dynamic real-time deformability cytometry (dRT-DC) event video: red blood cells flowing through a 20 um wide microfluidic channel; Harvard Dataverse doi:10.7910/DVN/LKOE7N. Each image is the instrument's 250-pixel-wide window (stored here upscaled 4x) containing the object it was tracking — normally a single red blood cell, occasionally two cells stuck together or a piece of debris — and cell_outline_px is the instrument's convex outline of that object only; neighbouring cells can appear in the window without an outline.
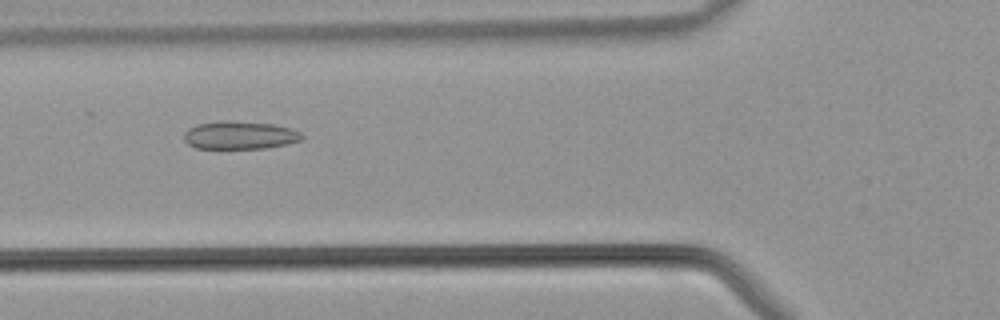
{"species": "common noctule bat (a hibernating species)", "species_latin": "Nyctalus noctula", "temperature_condition": "warm", "stored_images_in_passage": 42, "camera_frame_rate_fps": 3000, "um_per_image_px": 0.085, "animal": {"sex": "male", "body_mass_g": 21.5, "forearm_length_mm": 52.0}, "frame": {"image": 1, "passage_image": 15, "time_ms": 4.667, "image_size_px": [1000, 320], "cell_outline_px": [[304, 136], [300, 140], [288, 144], [264, 148], [196, 148], [188, 144], [184, 140], [184, 132], [188, 128], [196, 124], [220, 120], [228, 120], [276, 124], [292, 128], [300, 132]], "centroid_in_image_um": [20.37, 11.47], "position_along_channel_um": 105.4, "area_um2": 19.48}}
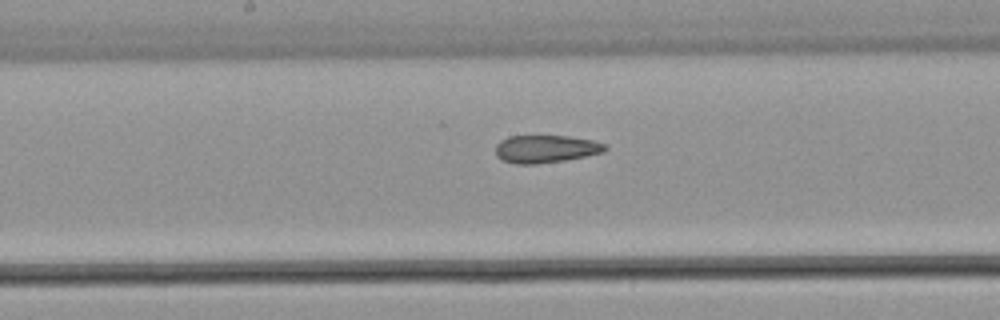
{"frame": {"image": 2, "passage_image": 21, "time_ms": 6.667, "image_size_px": [1000, 320], "cell_outline_px": [[608, 148], [604, 152], [568, 160], [536, 164], [516, 164], [504, 160], [496, 156], [496, 144], [500, 140], [508, 136], [568, 136], [592, 140], [604, 144]], "centroid_in_image_um": [46.39, 12.66], "position_along_channel_um": 201.8, "area_um2": 17.74}}
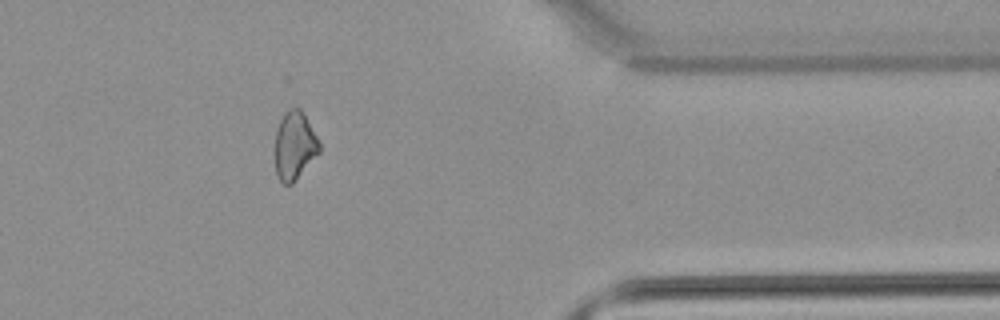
{"frame": {"image": 3, "passage_image": 34, "time_ms": 11.0, "image_size_px": [1000, 320], "cell_outline_px": [[320, 152], [296, 180], [292, 184], [284, 184], [276, 176], [276, 132], [280, 120], [284, 112], [288, 108], [300, 108], [304, 112], [320, 144]], "centroid_in_image_um": [25.05, 12.37], "position_along_channel_um": 386.4, "area_um2": 17.57}}